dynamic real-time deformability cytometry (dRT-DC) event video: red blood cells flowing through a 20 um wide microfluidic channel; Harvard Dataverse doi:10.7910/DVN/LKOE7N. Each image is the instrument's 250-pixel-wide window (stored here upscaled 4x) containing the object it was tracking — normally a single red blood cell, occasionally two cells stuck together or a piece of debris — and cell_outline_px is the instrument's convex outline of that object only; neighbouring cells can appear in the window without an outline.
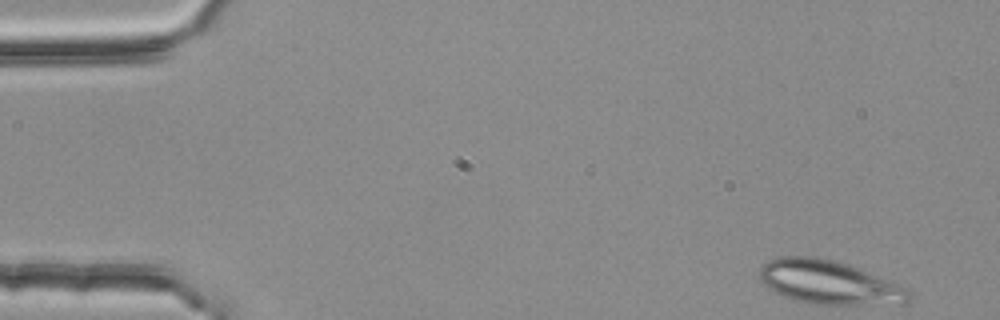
{"species": "common noctule bat (a hibernating species)", "species_latin": "Nyctalus noctula", "temperature_condition": "room temperature", "stored_images_in_passage": 49, "camera_frame_rate_fps": 3000, "um_per_image_px": 0.085, "animal": {"sex": "female", "body_mass_g": 25.1}, "frame": {"image": 1, "passage_image": 1, "time_ms": 0.0, "image_size_px": [1000, 320], "cell_outline_px": [[912, 296], [908, 304], [808, 304], [784, 296], [768, 288], [760, 280], [760, 268], [768, 260], [780, 256], [816, 256], [836, 260], [892, 280], [908, 288], [912, 292]], "centroid_in_image_um": [70.53, 24.0], "position_along_channel_um": 14.5, "area_um2": 38.55}}
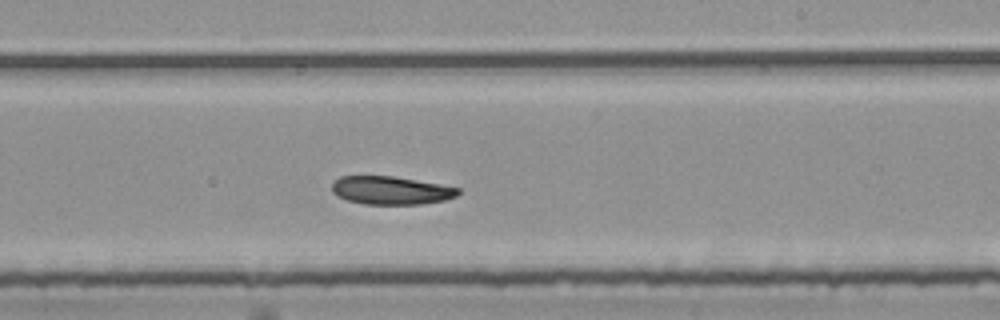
{"frame": {"image": 2, "passage_image": 30, "time_ms": 9.667, "image_size_px": [1000, 320], "cell_outline_px": [[460, 192], [456, 196], [444, 200], [420, 204], [364, 204], [348, 200], [336, 196], [332, 192], [332, 184], [340, 176], [392, 176], [460, 188]], "centroid_in_image_um": [33.2, 16.18], "position_along_channel_um": 255.8, "area_um2": 20.52}}
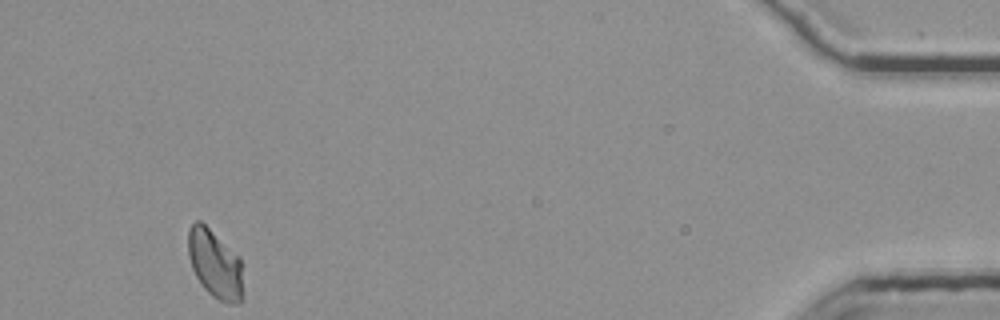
{"frame": {"image": 3, "passage_image": 49, "time_ms": 16.0, "image_size_px": [1000, 320], "cell_outline_px": [[244, 300], [240, 304], [228, 304], [212, 296], [200, 284], [192, 268], [188, 256], [188, 228], [196, 220], [200, 220], [240, 256]], "centroid_in_image_um": [18.29, 22.47], "position_along_channel_um": 416.9, "area_um2": 22.31}, "authors_computed_cell_mechanics": {"area_um2": 22.0218, "velocity_mm_per_s": 3.7365, "shape_relaxation_time_tau1_ms": 2.7989, "shape_relaxation_time_tau2_ms": null, "deformation_change_tau1": 0.1199, "deformation_change_tau2": null}}